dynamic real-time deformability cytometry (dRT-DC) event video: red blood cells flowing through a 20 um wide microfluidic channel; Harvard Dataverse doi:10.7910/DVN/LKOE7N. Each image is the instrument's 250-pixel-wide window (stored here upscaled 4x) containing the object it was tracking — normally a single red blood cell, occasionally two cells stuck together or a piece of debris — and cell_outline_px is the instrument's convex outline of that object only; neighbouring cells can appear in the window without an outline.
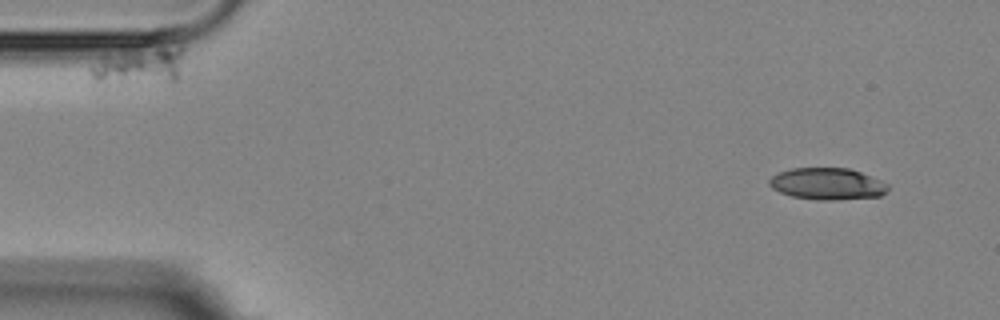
{"species": "Egyptian fruit bat (a non-hibernating species)", "species_latin": "Rousettus aegyptiacus", "temperature_condition": "room temperature", "stored_images_in_passage": 4, "camera_frame_rate_fps": 3000, "um_per_image_px": 0.085, "animal": {"sex": "female"}, "frame": {"image": 1, "passage_image": 1, "time_ms": 0.0, "image_size_px": [1000, 320], "cell_outline_px": [[888, 188], [880, 196], [836, 200], [816, 200], [792, 196], [780, 192], [772, 188], [768, 184], [768, 180], [772, 176], [780, 172], [792, 168], [848, 168], [860, 172], [880, 180], [888, 184]], "centroid_in_image_um": [70.29, 15.63], "position_along_channel_um": 14.7, "area_um2": 21.85}}
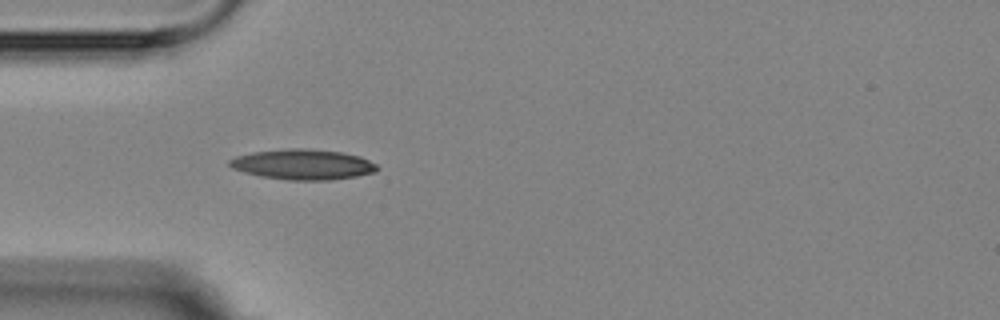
{"frame": {"image": 2, "passage_image": 4, "time_ms": 4.0, "image_size_px": [1000, 320], "cell_outline_px": [[380, 168], [376, 172], [356, 176], [332, 180], [288, 180], [260, 176], [244, 172], [232, 168], [228, 164], [228, 160], [236, 156], [252, 152], [288, 148], [304, 148], [340, 152], [360, 156], [376, 164]], "centroid_in_image_um": [25.74, 13.98], "position_along_channel_um": 59.3, "area_um2": 26.18}}